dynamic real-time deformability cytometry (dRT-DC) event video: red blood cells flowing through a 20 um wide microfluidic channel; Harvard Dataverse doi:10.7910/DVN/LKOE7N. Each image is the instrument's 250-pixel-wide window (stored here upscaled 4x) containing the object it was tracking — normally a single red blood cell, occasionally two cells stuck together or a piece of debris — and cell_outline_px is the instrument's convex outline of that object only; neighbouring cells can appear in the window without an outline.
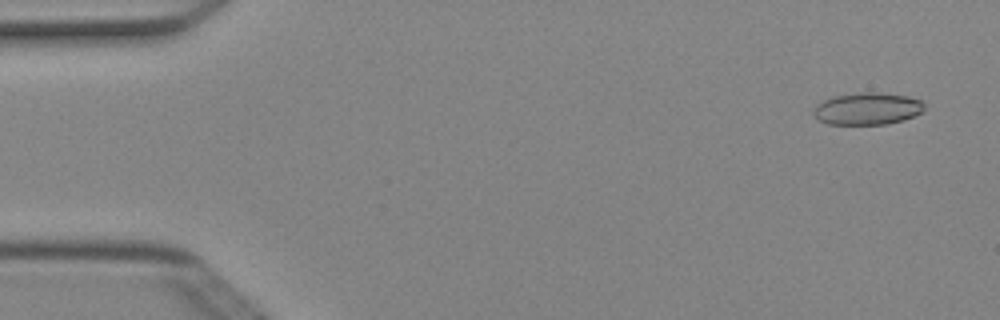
{"species": "Egyptian fruit bat (a non-hibernating species)", "species_latin": "Rousettus aegyptiacus", "temperature_condition": "cold", "stored_images_in_passage": 4, "camera_frame_rate_fps": 3000, "um_per_image_px": 0.085, "animal": {"sex": "female"}, "frame": {"image": 1, "passage_image": 1, "time_ms": 0.0, "image_size_px": [1000, 320], "cell_outline_px": [[924, 112], [904, 120], [888, 124], [828, 124], [812, 116], [812, 112], [816, 104], [832, 96], [860, 92], [876, 92], [908, 96], [920, 100], [924, 104]], "centroid_in_image_um": [73.72, 9.24], "position_along_channel_um": 11.3, "area_um2": 20.98}}